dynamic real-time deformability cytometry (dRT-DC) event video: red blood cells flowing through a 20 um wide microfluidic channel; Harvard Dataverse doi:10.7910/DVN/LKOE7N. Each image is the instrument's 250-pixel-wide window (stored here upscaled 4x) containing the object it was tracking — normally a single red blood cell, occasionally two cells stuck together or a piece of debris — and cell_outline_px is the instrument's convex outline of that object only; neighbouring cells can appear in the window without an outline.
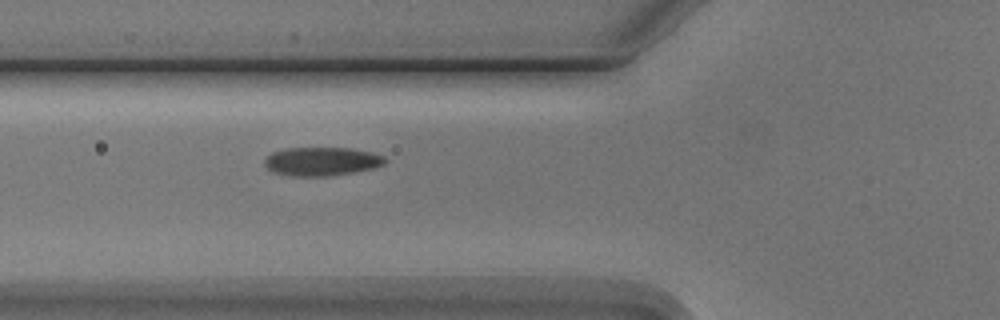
{"species": "Egyptian fruit bat (a non-hibernating species)", "species_latin": "Rousettus aegyptiacus", "temperature_condition": "cold", "stored_images_in_passage": 5, "camera_frame_rate_fps": 3000, "um_per_image_px": 0.085, "animal": {"sex": "male"}, "frame": {"image": 1, "passage_image": 5, "time_ms": 5.667, "image_size_px": [1000, 320], "cell_outline_px": [[388, 160], [384, 164], [372, 168], [356, 172], [324, 176], [292, 176], [272, 172], [264, 164], [264, 160], [272, 152], [288, 148], [352, 148], [372, 152], [384, 156]], "centroid_in_image_um": [27.36, 13.72], "position_along_channel_um": 98.4, "area_um2": 20.11}}